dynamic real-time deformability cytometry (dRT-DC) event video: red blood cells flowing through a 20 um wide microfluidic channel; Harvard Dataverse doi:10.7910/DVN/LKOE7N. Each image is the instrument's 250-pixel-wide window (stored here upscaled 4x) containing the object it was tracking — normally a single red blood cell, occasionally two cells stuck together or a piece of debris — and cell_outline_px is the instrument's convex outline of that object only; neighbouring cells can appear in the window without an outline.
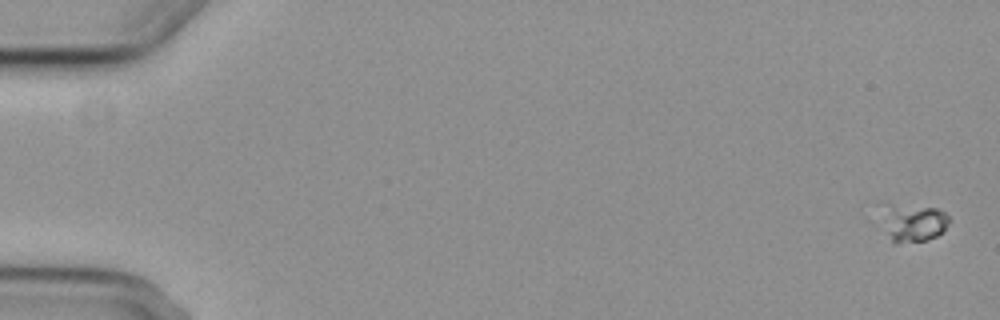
{"species": "common noctule bat (a hibernating species)", "species_latin": "Nyctalus noctula", "temperature_condition": "cold", "stored_images_in_passage": 5, "camera_frame_rate_fps": 3000, "um_per_image_px": 0.085, "animal": {"sex": "female", "body_mass_g": 29.2, "forearm_length_mm": 56.3}, "frame": {"image": 1, "passage_image": 1, "time_ms": 0.0, "image_size_px": [1000, 320], "cell_outline_px": [[948, 224], [936, 236], [924, 240], [896, 244], [892, 244], [888, 232], [888, 208], [936, 208], [944, 212], [948, 216]], "centroid_in_image_um": [77.78, 19.05], "position_along_channel_um": 7.2, "area_um2": 13.01}}
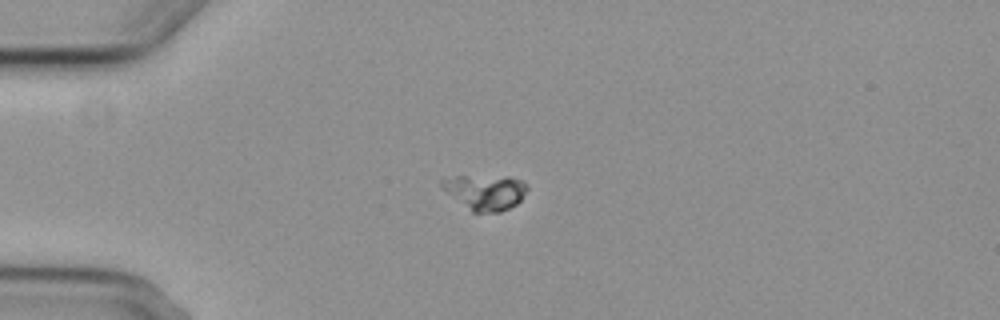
{"frame": {"image": 2, "passage_image": 5, "time_ms": 4.667, "image_size_px": [1000, 320], "cell_outline_px": [[528, 188], [520, 200], [516, 204], [500, 212], [472, 212], [448, 192], [440, 184], [440, 180], [456, 176], [508, 176], [520, 180]], "centroid_in_image_um": [41.26, 16.32], "position_along_channel_um": 43.7, "area_um2": 17.11}}